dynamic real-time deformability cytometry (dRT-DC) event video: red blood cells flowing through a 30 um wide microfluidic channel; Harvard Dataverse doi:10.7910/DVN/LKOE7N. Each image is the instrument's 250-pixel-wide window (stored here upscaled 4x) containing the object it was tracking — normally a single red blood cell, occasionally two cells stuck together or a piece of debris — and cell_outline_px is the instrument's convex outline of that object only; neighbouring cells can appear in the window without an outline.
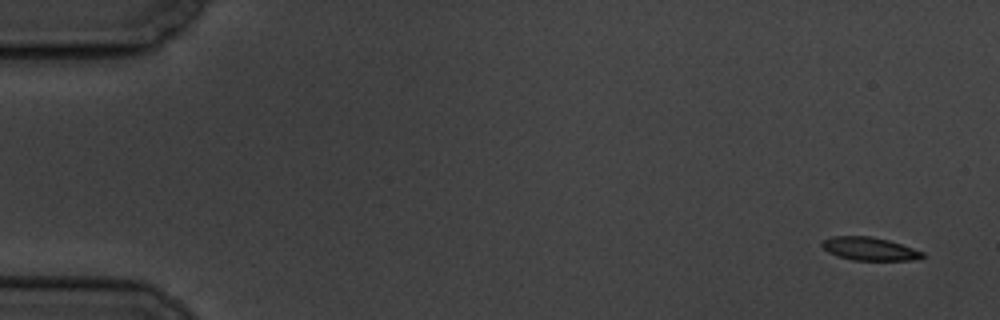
{"species": "common noctule bat (a hibernating species)", "species_latin": "Nyctalus noctula", "temperature_condition": "cold", "stored_images_in_passage": 7, "camera_frame_rate_fps": 3000, "um_per_image_px": 0.085, "animal": {"sex": "male", "body_mass_g": 19.5, "forearm_length_mm": 54.6}, "frame": {"image": 1, "passage_image": 1, "time_ms": 0.0, "image_size_px": [1000, 320], "cell_outline_px": [[924, 256], [916, 260], [852, 260], [836, 256], [828, 252], [820, 244], [824, 240], [832, 236], [868, 236], [888, 240], [924, 252]], "centroid_in_image_um": [73.88, 21.15], "position_along_channel_um": 11.1, "area_um2": 13.47}}
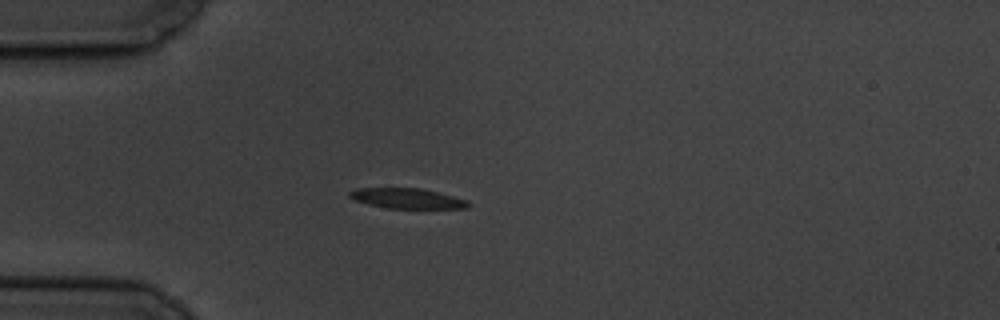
{"frame": {"image": 2, "passage_image": 5, "time_ms": 4.667, "image_size_px": [1000, 320], "cell_outline_px": [[472, 204], [468, 208], [388, 208], [368, 204], [356, 200], [348, 196], [348, 192], [356, 188], [420, 188], [468, 200]], "centroid_in_image_um": [34.61, 16.86], "position_along_channel_um": 50.4, "area_um2": 13.87}}
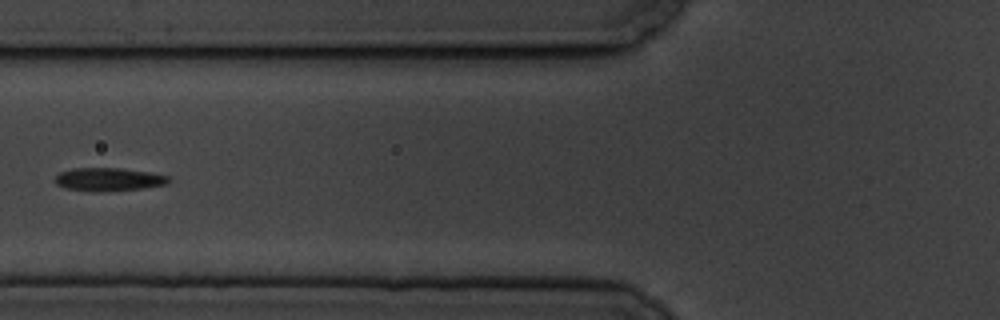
{"frame": {"image": 3, "passage_image": 7, "time_ms": 7.0, "image_size_px": [1000, 320], "cell_outline_px": [[172, 180], [168, 184], [140, 188], [104, 192], [92, 192], [64, 188], [56, 184], [56, 176], [60, 172], [72, 168], [120, 168], [148, 172], [168, 176]], "centroid_in_image_um": [9.22, 15.25], "position_along_channel_um": 116.6, "area_um2": 15.43}}